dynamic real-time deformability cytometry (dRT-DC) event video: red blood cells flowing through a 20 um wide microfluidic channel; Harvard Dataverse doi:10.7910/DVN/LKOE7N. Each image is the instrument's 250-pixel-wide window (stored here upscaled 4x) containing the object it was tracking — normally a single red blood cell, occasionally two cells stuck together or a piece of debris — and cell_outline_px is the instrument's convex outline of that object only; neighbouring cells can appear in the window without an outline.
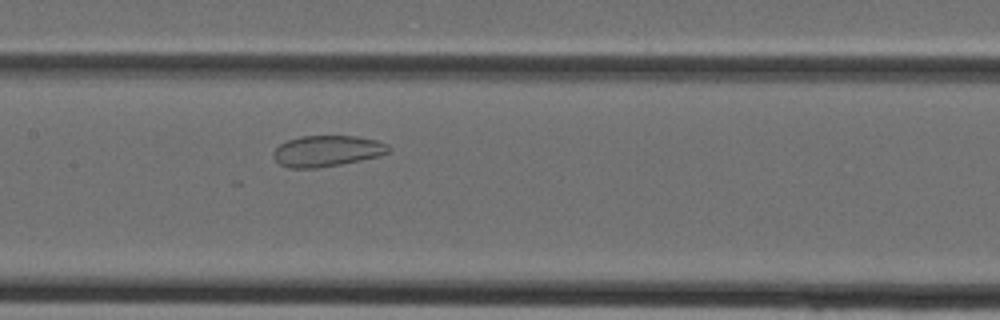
{"species": "Egyptian fruit bat (a non-hibernating species)", "species_latin": "Rousettus aegyptiacus", "temperature_condition": "cold", "stored_images_in_passage": 36, "camera_frame_rate_fps": 3000, "um_per_image_px": 0.085, "animal": {"sex": "female"}, "frame": {"image": 1, "passage_image": 16, "time_ms": 5.0, "image_size_px": [1000, 320], "cell_outline_px": [[392, 148], [388, 152], [380, 156], [340, 164], [316, 168], [288, 168], [280, 164], [272, 156], [272, 152], [280, 144], [288, 140], [300, 136], [356, 136], [376, 140], [388, 144]], "centroid_in_image_um": [27.8, 12.83], "position_along_channel_um": 179.6, "area_um2": 20.87}}
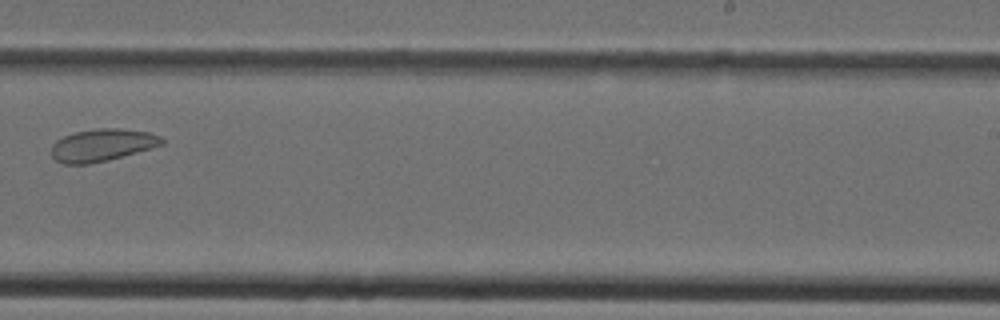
{"frame": {"image": 2, "passage_image": 22, "time_ms": 7.0, "image_size_px": [1000, 320], "cell_outline_px": [[164, 144], [108, 160], [88, 164], [64, 164], [56, 160], [52, 156], [52, 144], [56, 140], [64, 136], [76, 132], [96, 128], [120, 128], [148, 132], [160, 136], [164, 140]], "centroid_in_image_um": [8.67, 12.33], "position_along_channel_um": 280.3, "area_um2": 20.69}}
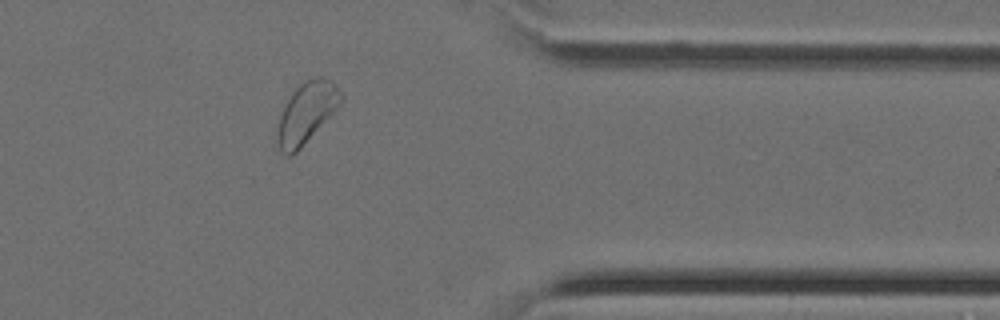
{"frame": {"image": 3, "passage_image": 29, "time_ms": 9.333, "image_size_px": [1000, 320], "cell_outline_px": [[344, 96], [340, 104], [300, 148], [292, 156], [284, 156], [280, 152], [276, 140], [276, 124], [284, 104], [292, 92], [304, 80], [320, 76], [332, 80], [336, 84]], "centroid_in_image_um": [26.0, 9.58], "position_along_channel_um": 385.4, "area_um2": 22.72}}